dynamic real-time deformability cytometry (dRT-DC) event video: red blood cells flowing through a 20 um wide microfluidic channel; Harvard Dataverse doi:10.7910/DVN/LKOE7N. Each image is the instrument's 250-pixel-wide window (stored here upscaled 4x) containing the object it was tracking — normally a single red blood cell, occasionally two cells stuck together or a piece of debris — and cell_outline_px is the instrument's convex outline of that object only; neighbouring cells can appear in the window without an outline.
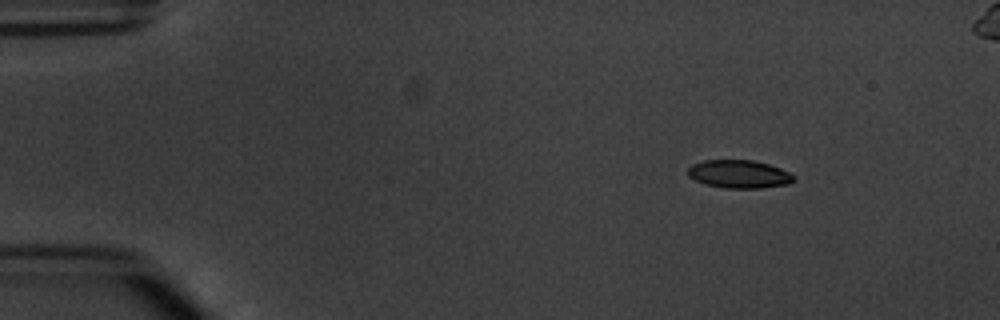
{"species": "common noctule bat (a hibernating species)", "species_latin": "Nyctalus noctula", "temperature_condition": "warm", "stored_images_in_passage": 7, "camera_frame_rate_fps": 3000, "um_per_image_px": 0.085, "animal": {"sex": "male", "body_mass_g": 20.1, "forearm_length_mm": 53.5}, "frame": {"image": 1, "passage_image": 3, "time_ms": 2.333, "image_size_px": [1000, 320], "cell_outline_px": [[796, 180], [788, 184], [760, 188], [724, 188], [704, 184], [688, 176], [688, 168], [692, 164], [704, 160], [756, 160], [780, 168], [796, 176]], "centroid_in_image_um": [62.83, 14.8], "position_along_channel_um": 22.2, "area_um2": 17.46}}